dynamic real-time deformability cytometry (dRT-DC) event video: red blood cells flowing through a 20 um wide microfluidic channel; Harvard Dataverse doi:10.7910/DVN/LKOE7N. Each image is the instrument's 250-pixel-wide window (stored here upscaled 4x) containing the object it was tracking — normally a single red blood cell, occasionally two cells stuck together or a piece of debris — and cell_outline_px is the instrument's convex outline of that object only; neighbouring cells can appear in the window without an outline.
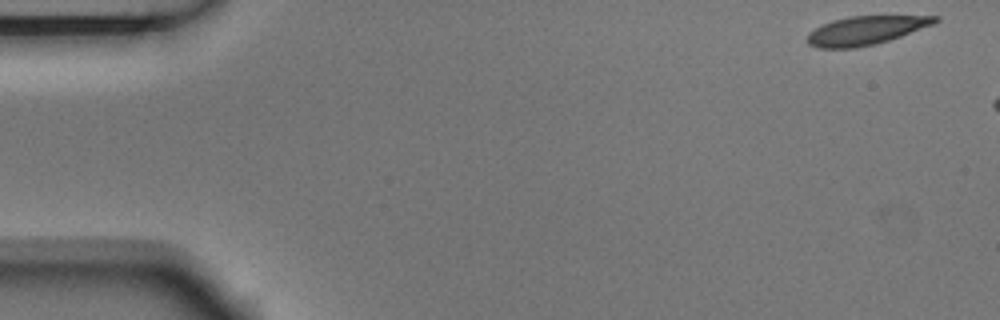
{"species": "Egyptian fruit bat (a non-hibernating species)", "species_latin": "Rousettus aegyptiacus", "temperature_condition": "room temperature", "stored_images_in_passage": 3, "camera_frame_rate_fps": 3000, "um_per_image_px": 0.085, "animal": {"sex": "male"}, "frame": {"image": 1, "passage_image": 1, "time_ms": 0.0, "image_size_px": [1000, 320], "cell_outline_px": [[940, 20], [932, 24], [900, 36], [888, 40], [856, 48], [820, 48], [808, 44], [808, 32], [832, 20], [848, 16], [940, 16]], "centroid_in_image_um": [73.56, 2.58], "position_along_channel_um": 11.4, "area_um2": 20.92}}